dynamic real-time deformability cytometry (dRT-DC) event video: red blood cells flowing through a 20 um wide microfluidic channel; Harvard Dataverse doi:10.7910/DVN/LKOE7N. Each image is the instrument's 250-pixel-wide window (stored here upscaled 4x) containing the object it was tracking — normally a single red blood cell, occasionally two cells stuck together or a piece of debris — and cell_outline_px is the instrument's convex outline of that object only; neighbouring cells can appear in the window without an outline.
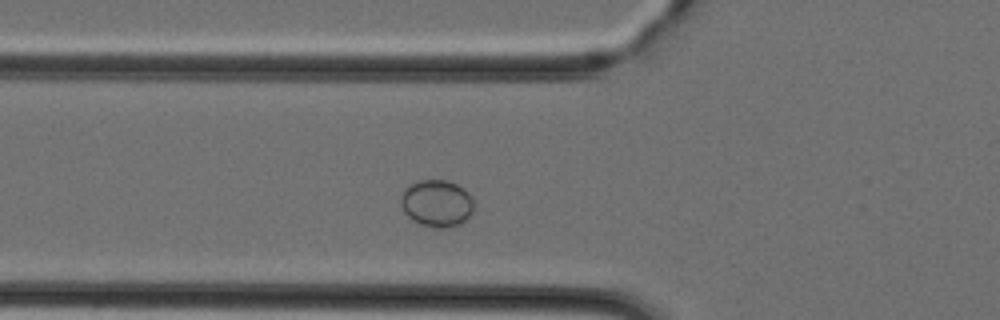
{"species": "Egyptian fruit bat (a non-hibernating species)", "species_latin": "Rousettus aegyptiacus", "temperature_condition": "cold", "stored_images_in_passage": 30, "segment_of_instrument_passage": [1, 2], "camera_frame_rate_fps": 3000, "um_per_image_px": 0.085, "animal": {"sex": "female"}, "frame": {"image": 1, "passage_image": 4, "time_ms": 1.0, "image_size_px": [1000, 320], "cell_outline_px": [[472, 216], [460, 224], [452, 228], [436, 228], [420, 224], [412, 220], [404, 212], [400, 204], [400, 196], [404, 188], [408, 184], [416, 180], [448, 180], [464, 188], [472, 196]], "centroid_in_image_um": [37.11, 17.28], "position_along_channel_um": 88.7, "area_um2": 20.52}}
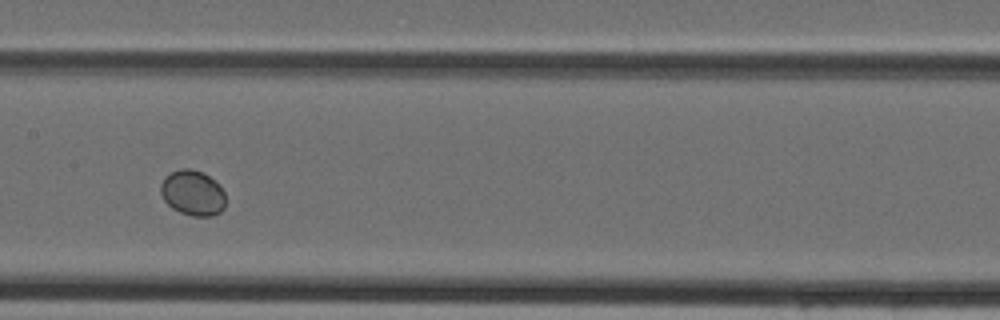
{"frame": {"image": 2, "passage_image": 11, "time_ms": 3.333, "image_size_px": [1000, 320], "cell_outline_px": [[224, 208], [220, 212], [212, 216], [192, 216], [180, 212], [172, 208], [164, 200], [160, 192], [160, 184], [164, 176], [180, 168], [192, 168], [204, 172], [220, 184], [224, 192]], "centroid_in_image_um": [16.37, 16.38], "position_along_channel_um": 191.0, "area_um2": 17.4}}
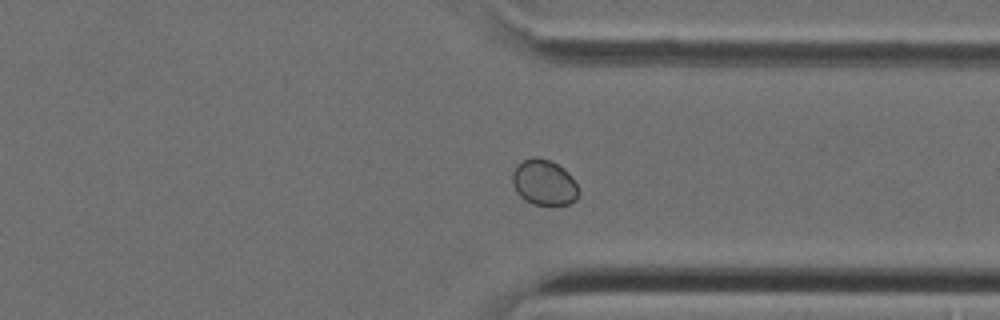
{"frame": {"image": 3, "passage_image": 23, "time_ms": 7.333, "image_size_px": [1000, 320], "cell_outline_px": [[580, 192], [576, 200], [568, 204], [532, 204], [524, 200], [516, 192], [512, 184], [512, 172], [516, 164], [532, 156], [536, 156], [548, 160], [564, 168], [572, 176]], "centroid_in_image_um": [46.23, 15.5], "position_along_channel_um": 365.2, "area_um2": 17.74}}